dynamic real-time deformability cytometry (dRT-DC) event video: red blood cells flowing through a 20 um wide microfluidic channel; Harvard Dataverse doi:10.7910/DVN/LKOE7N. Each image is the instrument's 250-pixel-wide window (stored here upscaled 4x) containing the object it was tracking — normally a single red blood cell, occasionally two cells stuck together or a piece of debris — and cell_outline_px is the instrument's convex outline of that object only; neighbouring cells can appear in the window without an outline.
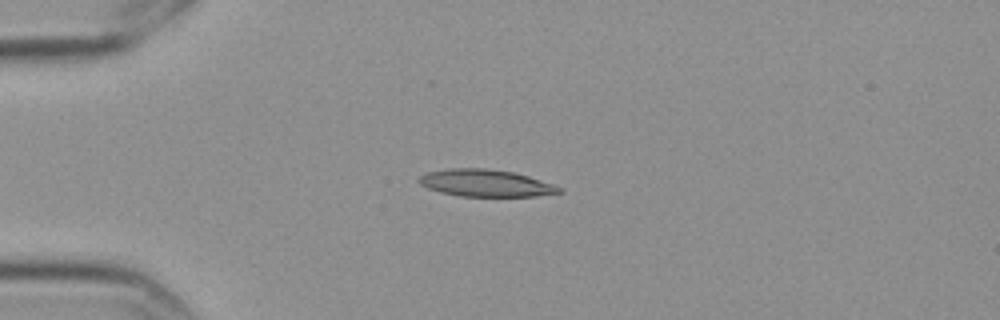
{"species": "Egyptian fruit bat (a non-hibernating species)", "species_latin": "Rousettus aegyptiacus", "temperature_condition": "cold", "stored_images_in_passage": 12, "camera_frame_rate_fps": 3000, "um_per_image_px": 0.085, "frame": {"image": 1, "passage_image": 3, "time_ms": 0.667, "image_size_px": [1000, 320], "cell_outline_px": [[564, 192], [536, 196], [460, 196], [440, 192], [428, 188], [420, 184], [416, 180], [420, 176], [428, 172], [448, 168], [488, 168], [512, 172], [528, 176], [564, 188]], "centroid_in_image_um": [41.28, 15.56], "position_along_channel_um": 43.7, "area_um2": 22.14}}
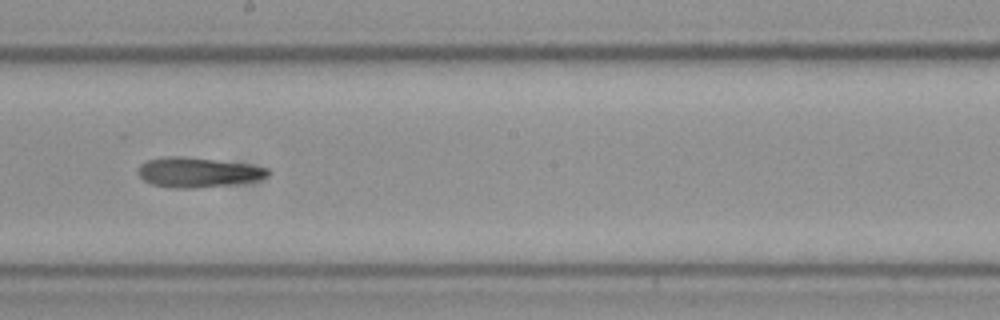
{"frame": {"image": 2, "passage_image": 8, "time_ms": 2.333, "image_size_px": [1000, 320], "cell_outline_px": [[272, 172], [268, 176], [252, 180], [228, 184], [192, 188], [176, 188], [152, 184], [144, 180], [136, 172], [140, 164], [148, 160], [164, 156], [184, 156], [248, 164], [268, 168]], "centroid_in_image_um": [16.77, 14.63], "position_along_channel_um": 231.4, "area_um2": 22.31}}
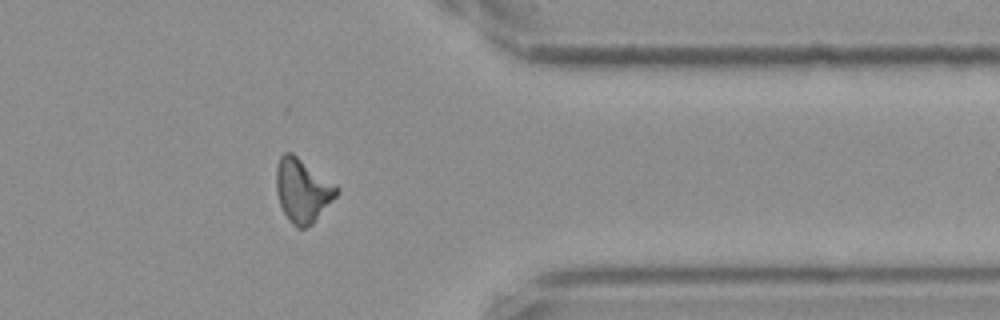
{"frame": {"image": 3, "passage_image": 12, "time_ms": 3.667, "image_size_px": [1000, 320], "cell_outline_px": [[340, 192], [312, 224], [304, 228], [296, 228], [288, 220], [280, 204], [276, 192], [276, 168], [280, 156], [284, 152], [292, 152], [336, 184], [340, 188]], "centroid_in_image_um": [25.72, 16.18], "position_along_channel_um": 385.7, "area_um2": 22.54}}